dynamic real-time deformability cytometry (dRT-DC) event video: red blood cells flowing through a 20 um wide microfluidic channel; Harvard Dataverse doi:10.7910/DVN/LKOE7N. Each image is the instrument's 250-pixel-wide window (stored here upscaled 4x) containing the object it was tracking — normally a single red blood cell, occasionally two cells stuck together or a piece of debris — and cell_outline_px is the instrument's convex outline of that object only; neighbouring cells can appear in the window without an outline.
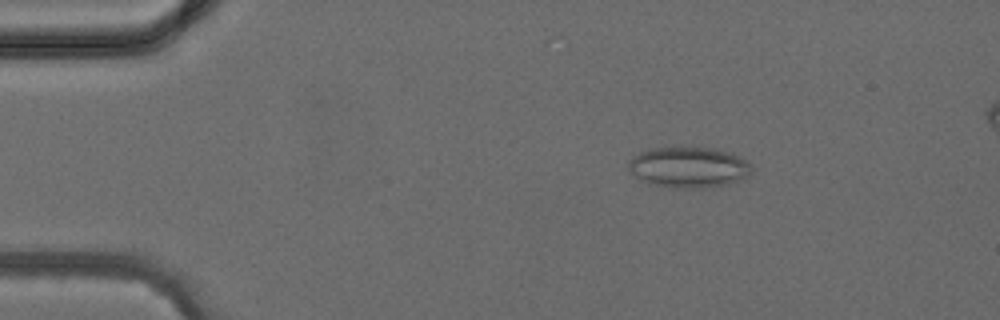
{"species": "common noctule bat (a hibernating species)", "species_latin": "Nyctalus noctula", "temperature_condition": "cold", "stored_images_in_passage": 4, "camera_frame_rate_fps": 3000, "um_per_image_px": 0.085, "animal": {"sex": "female", "body_mass_g": 24.6, "forearm_length_mm": 56.2}, "frame": {"image": 1, "passage_image": 2, "time_ms": 1.333, "image_size_px": [1000, 320], "cell_outline_px": [[752, 172], [748, 176], [740, 180], [708, 188], [668, 188], [648, 184], [640, 180], [628, 168], [628, 160], [632, 156], [648, 148], [712, 148], [728, 152], [752, 164]], "centroid_in_image_um": [58.5, 14.24], "position_along_channel_um": 26.5, "area_um2": 29.36}}